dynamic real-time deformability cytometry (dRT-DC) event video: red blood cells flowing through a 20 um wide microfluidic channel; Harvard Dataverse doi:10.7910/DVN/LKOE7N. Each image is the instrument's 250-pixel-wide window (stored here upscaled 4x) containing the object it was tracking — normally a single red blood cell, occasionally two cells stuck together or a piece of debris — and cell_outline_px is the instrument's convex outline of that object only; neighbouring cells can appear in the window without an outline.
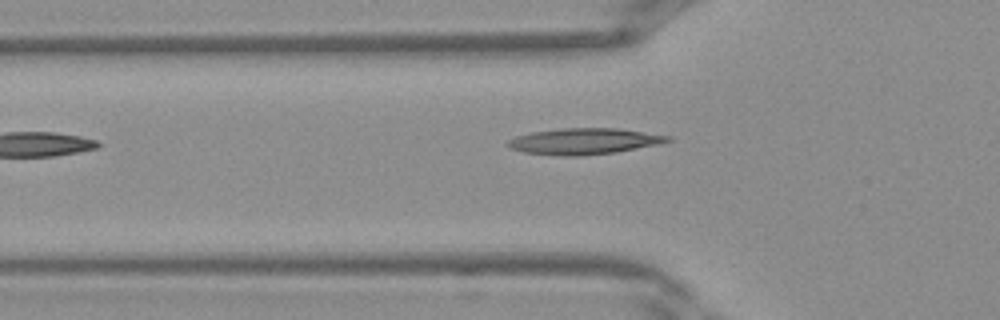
{"species": "Egyptian fruit bat (a non-hibernating species)", "species_latin": "Rousettus aegyptiacus", "temperature_condition": "warm", "stored_images_in_passage": 26, "camera_frame_rate_fps": 3000, "um_per_image_px": 0.085, "frame": {"image": 1, "passage_image": 3, "time_ms": 0.667, "image_size_px": [1000, 320], "cell_outline_px": [[672, 140], [656, 144], [616, 152], [580, 156], [560, 156], [524, 152], [508, 148], [504, 144], [508, 140], [516, 136], [532, 132], [560, 128], [616, 128], [672, 136]], "centroid_in_image_um": [49.58, 12.01], "position_along_channel_um": 76.2, "area_um2": 24.33}}
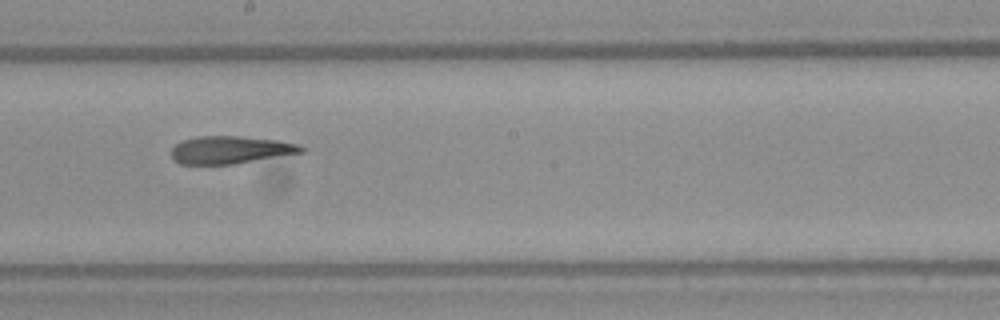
{"frame": {"image": 2, "passage_image": 12, "time_ms": 3.667, "image_size_px": [1000, 320], "cell_outline_px": [[308, 148], [304, 152], [232, 164], [180, 164], [172, 160], [172, 148], [176, 144], [184, 140], [200, 136], [244, 136], [280, 140], [300, 144]], "centroid_in_image_um": [19.64, 12.73], "position_along_channel_um": 228.6, "area_um2": 21.04}}
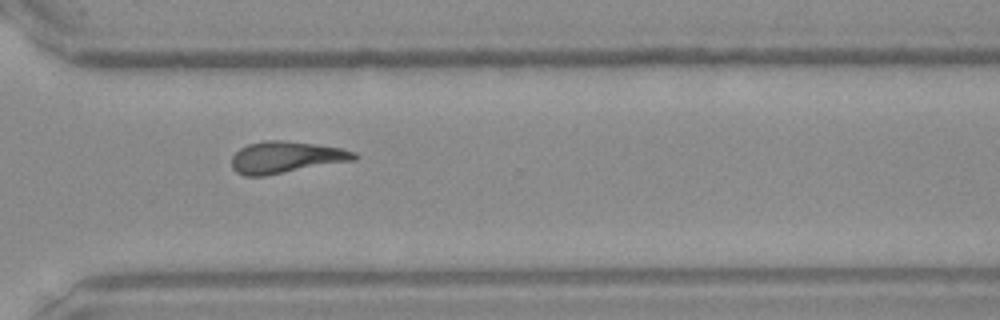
{"frame": {"image": 3, "passage_image": 19, "time_ms": 6.0, "image_size_px": [1000, 320], "cell_outline_px": [[360, 156], [356, 160], [264, 176], [244, 176], [236, 172], [232, 168], [232, 156], [240, 148], [248, 144], [264, 140], [280, 140], [312, 144], [340, 148], [356, 152]], "centroid_in_image_um": [24.31, 13.38], "position_along_channel_um": 346.3, "area_um2": 22.66}}